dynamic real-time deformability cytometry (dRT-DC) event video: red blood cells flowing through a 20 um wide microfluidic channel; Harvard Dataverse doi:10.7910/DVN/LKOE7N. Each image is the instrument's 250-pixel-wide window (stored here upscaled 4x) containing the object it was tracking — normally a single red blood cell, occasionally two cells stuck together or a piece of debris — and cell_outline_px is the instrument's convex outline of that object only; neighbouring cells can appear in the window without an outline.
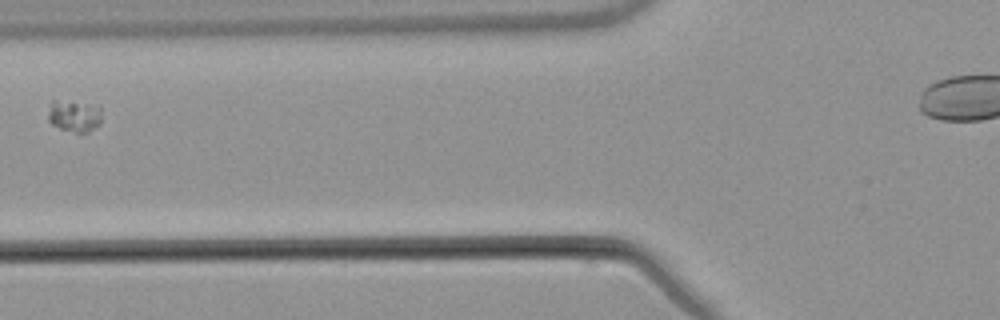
{"species": "common noctule bat (a hibernating species)", "species_latin": "Nyctalus noctula", "temperature_condition": "warm", "stored_images_in_passage": 5, "segment_of_instrument_passage": [2, 2], "camera_frame_rate_fps": 3000, "um_per_image_px": 0.085, "animal": {"sex": "male", "body_mass_g": 21.5, "forearm_length_mm": 52.0}, "frame": {"image": 1, "passage_image": 4, "time_ms": 3.667, "image_size_px": [1000, 320], "cell_outline_px": [[100, 124], [96, 128], [80, 136], [60, 128], [52, 124], [48, 120], [48, 112], [52, 100], [56, 100], [88, 104], [100, 108]], "centroid_in_image_um": [6.31, 9.91], "position_along_channel_um": 119.5, "area_um2": 10.06}}